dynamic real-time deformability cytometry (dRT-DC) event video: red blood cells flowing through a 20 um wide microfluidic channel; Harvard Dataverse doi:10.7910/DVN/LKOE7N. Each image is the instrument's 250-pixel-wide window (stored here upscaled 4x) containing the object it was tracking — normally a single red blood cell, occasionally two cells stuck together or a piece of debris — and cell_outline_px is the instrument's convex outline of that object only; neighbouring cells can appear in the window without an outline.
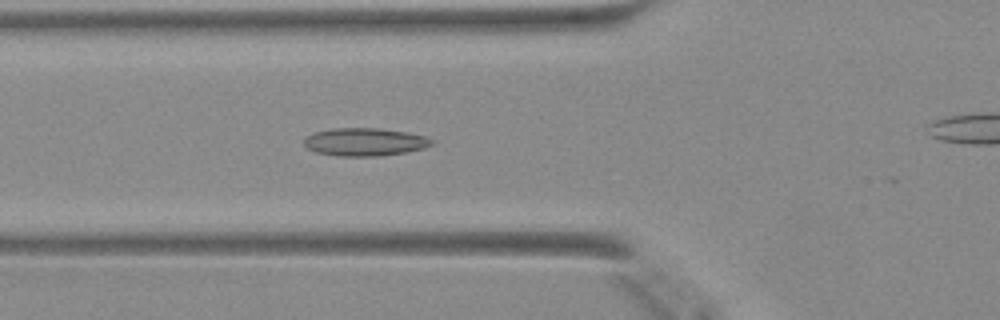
{"species": "Egyptian fruit bat (a non-hibernating species)", "species_latin": "Rousettus aegyptiacus", "temperature_condition": "warm", "stored_images_in_passage": 26, "camera_frame_rate_fps": 3000, "um_per_image_px": 0.085, "animal": {"sex": "female"}, "frame": {"image": 1, "passage_image": 4, "time_ms": 1.0, "image_size_px": [1000, 320], "cell_outline_px": [[436, 144], [424, 148], [408, 152], [380, 156], [340, 156], [316, 152], [308, 148], [304, 144], [304, 140], [308, 136], [316, 132], [332, 128], [380, 128], [408, 132], [424, 136], [436, 140]], "centroid_in_image_um": [31.09, 12.06], "position_along_channel_um": 94.7, "area_um2": 20.92}}
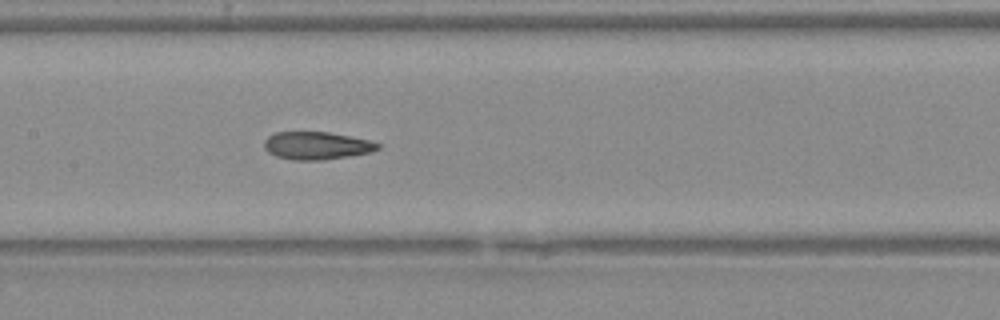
{"frame": {"image": 2, "passage_image": 10, "time_ms": 3.0, "image_size_px": [1000, 320], "cell_outline_px": [[380, 148], [372, 152], [348, 156], [320, 160], [292, 160], [276, 156], [268, 152], [264, 148], [264, 140], [268, 136], [276, 132], [328, 132], [368, 140], [380, 144]], "centroid_in_image_um": [26.89, 12.38], "position_along_channel_um": 180.5, "area_um2": 18.26}}
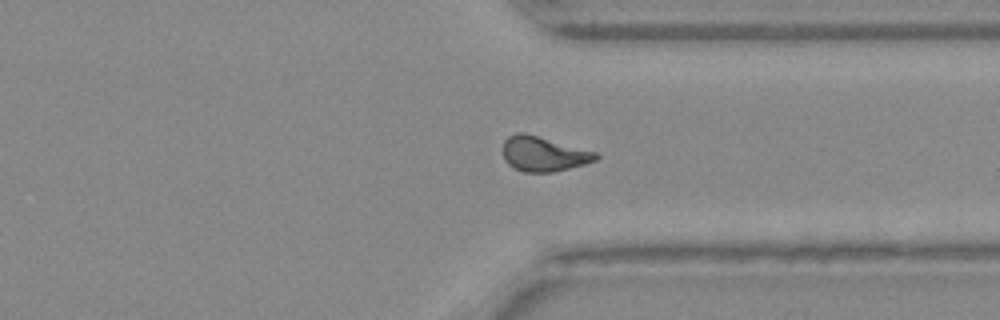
{"frame": {"image": 3, "passage_image": 23, "time_ms": 7.333, "image_size_px": [1000, 320], "cell_outline_px": [[600, 156], [596, 160], [584, 164], [552, 172], [524, 172], [512, 168], [504, 160], [504, 140], [508, 136], [516, 132], [524, 132], [596, 152]], "centroid_in_image_um": [46.17, 13.08], "position_along_channel_um": 365.2, "area_um2": 18.79}}